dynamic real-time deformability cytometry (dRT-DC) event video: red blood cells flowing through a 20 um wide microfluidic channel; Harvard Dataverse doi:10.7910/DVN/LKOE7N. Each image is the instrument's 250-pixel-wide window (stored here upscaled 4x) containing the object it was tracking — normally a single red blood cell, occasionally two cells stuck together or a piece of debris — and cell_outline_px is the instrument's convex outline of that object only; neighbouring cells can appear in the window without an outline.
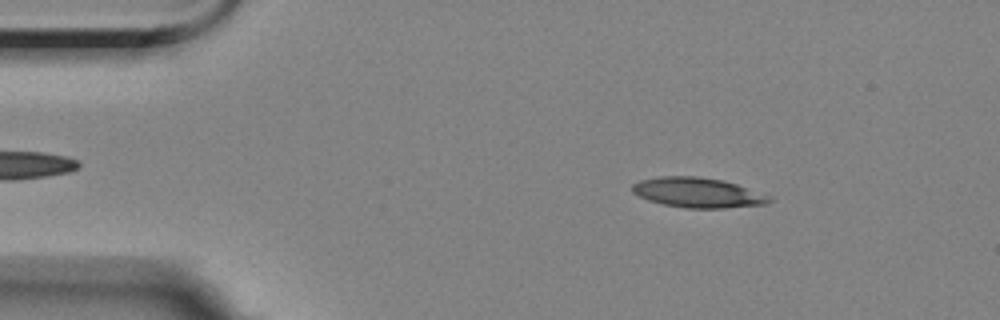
{"species": "Egyptian fruit bat (a non-hibernating species)", "species_latin": "Rousettus aegyptiacus", "temperature_condition": "room temperature", "stored_images_in_passage": 57, "camera_frame_rate_fps": 3000, "um_per_image_px": 0.085, "animal": {"sex": "female"}, "frame": {"image": 1, "passage_image": 8, "time_ms": 2.333, "image_size_px": [1000, 320], "cell_outline_px": [[772, 200], [768, 204], [724, 208], [688, 208], [664, 204], [648, 200], [632, 192], [632, 184], [640, 180], [660, 176], [696, 176], [724, 180], [772, 196]], "centroid_in_image_um": [59.34, 16.37], "position_along_channel_um": 25.7, "area_um2": 23.93}}
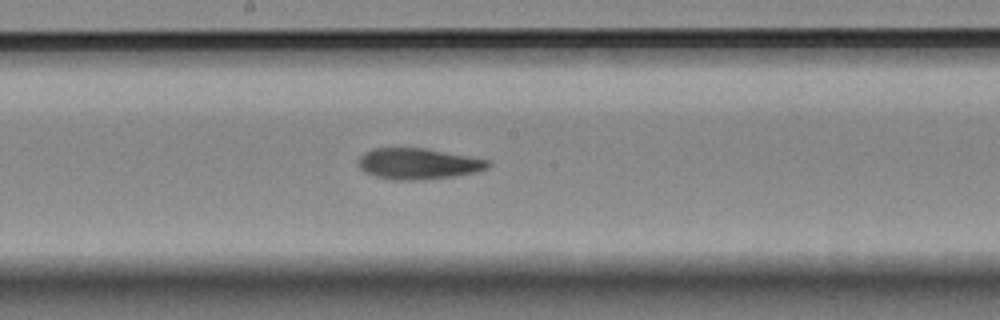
{"frame": {"image": 2, "passage_image": 29, "time_ms": 9.333, "image_size_px": [1000, 320], "cell_outline_px": [[492, 164], [488, 168], [476, 172], [452, 176], [416, 180], [392, 180], [376, 176], [364, 172], [360, 168], [360, 156], [364, 152], [372, 148], [424, 148], [492, 160]], "centroid_in_image_um": [35.58, 13.91], "position_along_channel_um": 212.6, "area_um2": 23.41}}
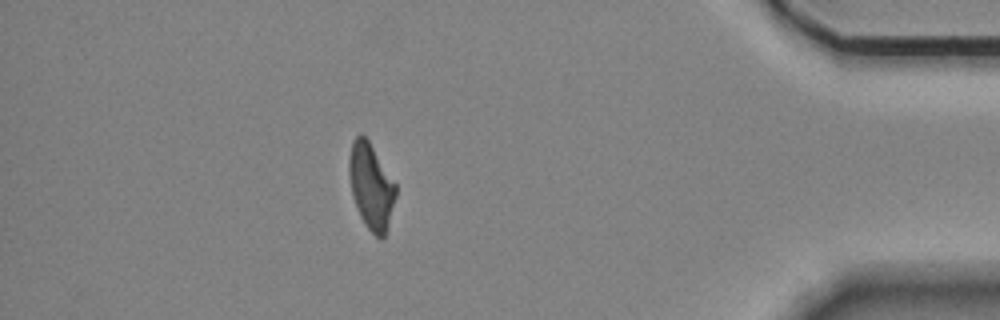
{"frame": {"image": 3, "passage_image": 49, "time_ms": 16.0, "image_size_px": [1000, 320], "cell_outline_px": [[396, 196], [384, 236], [380, 240], [364, 224], [356, 208], [352, 196], [348, 172], [348, 160], [352, 140], [360, 132], [368, 140], [396, 184]], "centroid_in_image_um": [31.51, 15.81], "position_along_channel_um": 403.7, "area_um2": 23.24}, "authors_computed_cell_mechanics": {"area_um2": 23.4668, "velocity_mm_per_s": 3.5271, "shape_relaxation_time_tau1_ms": null, "shape_relaxation_time_tau2_ms": 4.344, "deformation_change_tau1": null, "deformation_change_tau2": 0.1201}}